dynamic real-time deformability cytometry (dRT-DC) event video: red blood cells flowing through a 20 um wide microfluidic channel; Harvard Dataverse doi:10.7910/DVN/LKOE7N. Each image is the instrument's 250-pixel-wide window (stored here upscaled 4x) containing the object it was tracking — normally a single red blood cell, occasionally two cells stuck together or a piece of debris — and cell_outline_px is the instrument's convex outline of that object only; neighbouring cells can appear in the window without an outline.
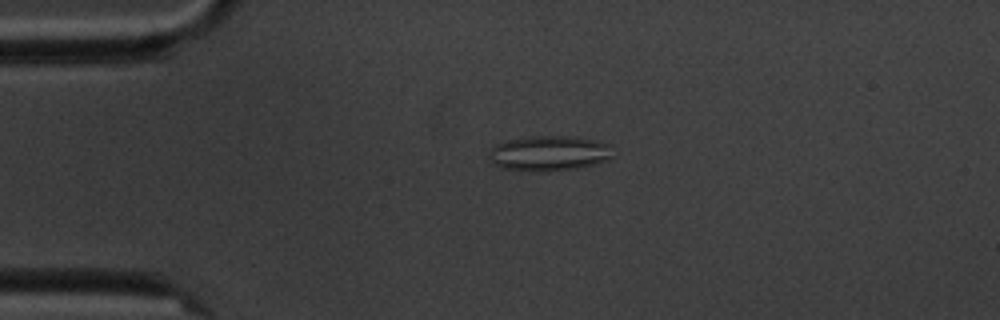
{"species": "common noctule bat (a hibernating species)", "species_latin": "Nyctalus noctula", "temperature_condition": "cold", "stored_images_in_passage": 4, "camera_frame_rate_fps": 3000, "um_per_image_px": 0.085, "animal": {"sex": "male", "body_mass_g": 20.1, "forearm_length_mm": 53.5}, "frame": {"image": 1, "passage_image": 3, "time_ms": 3.333, "image_size_px": [1000, 320], "cell_outline_px": [[612, 156], [608, 160], [576, 168], [548, 172], [536, 172], [500, 168], [492, 164], [492, 148], [496, 144], [508, 140], [532, 136], [572, 136], [596, 140], [612, 144]], "centroid_in_image_um": [46.71, 13.03], "position_along_channel_um": 38.3, "area_um2": 25.49}}